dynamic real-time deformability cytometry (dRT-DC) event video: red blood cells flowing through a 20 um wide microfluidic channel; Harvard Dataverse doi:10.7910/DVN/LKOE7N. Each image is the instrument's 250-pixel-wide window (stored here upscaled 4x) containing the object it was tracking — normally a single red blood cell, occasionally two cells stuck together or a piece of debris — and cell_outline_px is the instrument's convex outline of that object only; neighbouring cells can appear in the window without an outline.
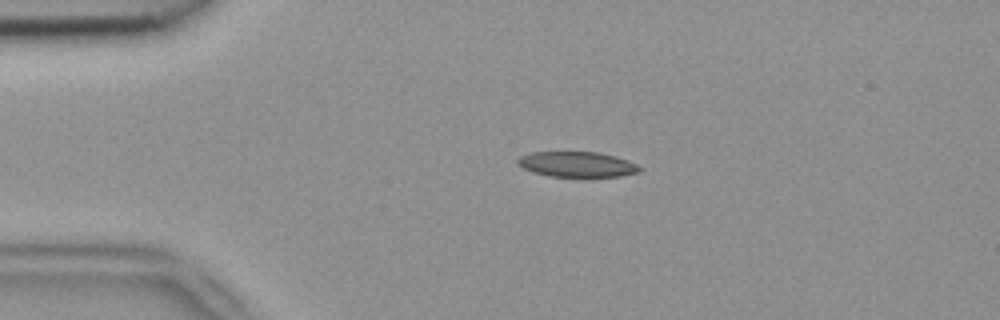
{"species": "common noctule bat (a hibernating species)", "species_latin": "Nyctalus noctula", "temperature_condition": "room temperature", "stored_images_in_passage": 2, "camera_frame_rate_fps": 3000, "um_per_image_px": 0.085, "animal": {"sex": "female", "body_mass_g": 18.4}, "frame": {"image": 1, "passage_image": 1, "time_ms": 0.0, "image_size_px": [1000, 320], "cell_outline_px": [[644, 168], [640, 172], [620, 176], [548, 176], [532, 172], [516, 164], [516, 160], [520, 156], [532, 152], [600, 152], [616, 156], [628, 160]], "centroid_in_image_um": [49.06, 13.96], "position_along_channel_um": 35.9, "area_um2": 18.09}}